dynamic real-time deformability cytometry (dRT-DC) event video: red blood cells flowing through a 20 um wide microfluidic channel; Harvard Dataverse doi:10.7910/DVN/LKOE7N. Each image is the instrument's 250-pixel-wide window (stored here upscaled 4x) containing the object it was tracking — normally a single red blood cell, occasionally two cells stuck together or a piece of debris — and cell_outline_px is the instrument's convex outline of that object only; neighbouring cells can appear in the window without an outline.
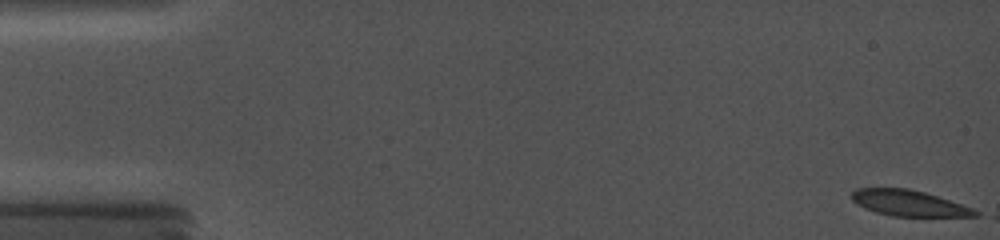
{"species": "common noctule bat (a hibernating species)", "species_latin": "Nyctalus noctula", "temperature_condition": "cold", "stored_images_in_passage": 6, "camera_frame_rate_fps": 5000, "um_per_image_px": 0.085, "animal": {"sex": "female", "body_mass_g": 19.0, "forearm_length_mm": 56.7}, "frame": {"image": 1, "passage_image": 1, "time_ms": 0.0, "image_size_px": [1000, 240], "cell_outline_px": [[980, 216], [892, 216], [876, 212], [864, 208], [856, 204], [852, 200], [852, 192], [856, 188], [908, 188], [924, 192], [972, 208], [980, 212]], "centroid_in_image_um": [77.22, 17.26], "position_along_channel_um": 7.8, "area_um2": 18.44}}